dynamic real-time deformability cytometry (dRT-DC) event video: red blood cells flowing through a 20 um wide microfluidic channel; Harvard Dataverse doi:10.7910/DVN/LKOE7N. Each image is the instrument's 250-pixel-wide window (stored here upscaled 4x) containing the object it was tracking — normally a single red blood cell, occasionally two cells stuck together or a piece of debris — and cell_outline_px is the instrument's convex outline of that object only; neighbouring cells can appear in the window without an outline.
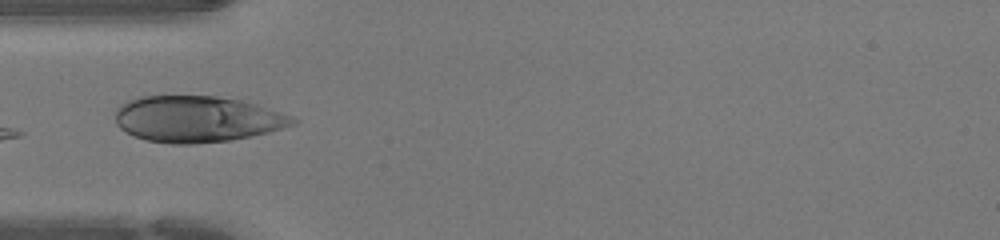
{"species": "human", "species_latin": "Homo sapiens", "temperature_condition": "warm", "stored_images_in_passage": 27, "camera_frame_rate_fps": 3000, "um_per_image_px": 0.085, "donor": {"sex": "female"}, "frame": {"image": 1, "passage_image": 1, "time_ms": 0.0, "image_size_px": [1000, 240], "cell_outline_px": [[296, 124], [268, 132], [252, 136], [228, 140], [192, 144], [172, 144], [148, 140], [136, 136], [120, 128], [116, 124], [116, 108], [120, 104], [128, 100], [140, 96], [216, 96], [240, 100], [256, 104], [288, 116], [296, 120]], "centroid_in_image_um": [16.7, 10.11], "position_along_channel_um": 68.3, "area_um2": 47.34}}